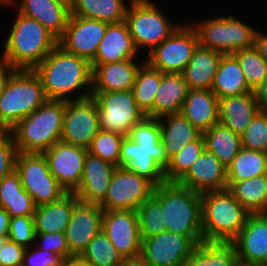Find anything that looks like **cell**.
Returning <instances> with one entry per match:
<instances>
[{
	"label": "cell",
	"mask_w": 267,
	"mask_h": 266,
	"mask_svg": "<svg viewBox=\"0 0 267 266\" xmlns=\"http://www.w3.org/2000/svg\"><path fill=\"white\" fill-rule=\"evenodd\" d=\"M92 97L97 103L100 130L127 136L146 116L137 106L132 90L92 92Z\"/></svg>",
	"instance_id": "10"
},
{
	"label": "cell",
	"mask_w": 267,
	"mask_h": 266,
	"mask_svg": "<svg viewBox=\"0 0 267 266\" xmlns=\"http://www.w3.org/2000/svg\"><path fill=\"white\" fill-rule=\"evenodd\" d=\"M199 38L196 29L188 24L180 25L163 40L144 61L162 73H182L191 60Z\"/></svg>",
	"instance_id": "11"
},
{
	"label": "cell",
	"mask_w": 267,
	"mask_h": 266,
	"mask_svg": "<svg viewBox=\"0 0 267 266\" xmlns=\"http://www.w3.org/2000/svg\"><path fill=\"white\" fill-rule=\"evenodd\" d=\"M267 174V153L242 147L227 167V182H240Z\"/></svg>",
	"instance_id": "38"
},
{
	"label": "cell",
	"mask_w": 267,
	"mask_h": 266,
	"mask_svg": "<svg viewBox=\"0 0 267 266\" xmlns=\"http://www.w3.org/2000/svg\"><path fill=\"white\" fill-rule=\"evenodd\" d=\"M36 248L33 251L26 248L22 266H61L63 258L60 255Z\"/></svg>",
	"instance_id": "50"
},
{
	"label": "cell",
	"mask_w": 267,
	"mask_h": 266,
	"mask_svg": "<svg viewBox=\"0 0 267 266\" xmlns=\"http://www.w3.org/2000/svg\"><path fill=\"white\" fill-rule=\"evenodd\" d=\"M16 71V68L0 58V95L4 92L8 81Z\"/></svg>",
	"instance_id": "52"
},
{
	"label": "cell",
	"mask_w": 267,
	"mask_h": 266,
	"mask_svg": "<svg viewBox=\"0 0 267 266\" xmlns=\"http://www.w3.org/2000/svg\"><path fill=\"white\" fill-rule=\"evenodd\" d=\"M7 239H8L7 236H0V250L2 249L4 243L6 242Z\"/></svg>",
	"instance_id": "59"
},
{
	"label": "cell",
	"mask_w": 267,
	"mask_h": 266,
	"mask_svg": "<svg viewBox=\"0 0 267 266\" xmlns=\"http://www.w3.org/2000/svg\"><path fill=\"white\" fill-rule=\"evenodd\" d=\"M237 260L234 241L203 239L183 266H233Z\"/></svg>",
	"instance_id": "34"
},
{
	"label": "cell",
	"mask_w": 267,
	"mask_h": 266,
	"mask_svg": "<svg viewBox=\"0 0 267 266\" xmlns=\"http://www.w3.org/2000/svg\"><path fill=\"white\" fill-rule=\"evenodd\" d=\"M99 130L97 103L92 96L66 101L60 141L88 149Z\"/></svg>",
	"instance_id": "14"
},
{
	"label": "cell",
	"mask_w": 267,
	"mask_h": 266,
	"mask_svg": "<svg viewBox=\"0 0 267 266\" xmlns=\"http://www.w3.org/2000/svg\"><path fill=\"white\" fill-rule=\"evenodd\" d=\"M0 207L4 208L10 217L33 216L35 213L33 199L23 189L16 170L0 180Z\"/></svg>",
	"instance_id": "32"
},
{
	"label": "cell",
	"mask_w": 267,
	"mask_h": 266,
	"mask_svg": "<svg viewBox=\"0 0 267 266\" xmlns=\"http://www.w3.org/2000/svg\"><path fill=\"white\" fill-rule=\"evenodd\" d=\"M124 137L116 132L99 130L93 138L88 152L119 167L120 149Z\"/></svg>",
	"instance_id": "44"
},
{
	"label": "cell",
	"mask_w": 267,
	"mask_h": 266,
	"mask_svg": "<svg viewBox=\"0 0 267 266\" xmlns=\"http://www.w3.org/2000/svg\"><path fill=\"white\" fill-rule=\"evenodd\" d=\"M197 245L189 236L163 231L142 240L140 256L150 266H183Z\"/></svg>",
	"instance_id": "15"
},
{
	"label": "cell",
	"mask_w": 267,
	"mask_h": 266,
	"mask_svg": "<svg viewBox=\"0 0 267 266\" xmlns=\"http://www.w3.org/2000/svg\"><path fill=\"white\" fill-rule=\"evenodd\" d=\"M158 119L161 130L160 140L165 148L168 160L175 156L186 144L197 140L202 135V132L194 127L181 113L166 114Z\"/></svg>",
	"instance_id": "30"
},
{
	"label": "cell",
	"mask_w": 267,
	"mask_h": 266,
	"mask_svg": "<svg viewBox=\"0 0 267 266\" xmlns=\"http://www.w3.org/2000/svg\"><path fill=\"white\" fill-rule=\"evenodd\" d=\"M169 164L162 143H135L125 136L121 143L119 167L143 176L155 186L164 183V170Z\"/></svg>",
	"instance_id": "12"
},
{
	"label": "cell",
	"mask_w": 267,
	"mask_h": 266,
	"mask_svg": "<svg viewBox=\"0 0 267 266\" xmlns=\"http://www.w3.org/2000/svg\"><path fill=\"white\" fill-rule=\"evenodd\" d=\"M88 149L62 141L43 152L51 174L66 192H74L81 182Z\"/></svg>",
	"instance_id": "18"
},
{
	"label": "cell",
	"mask_w": 267,
	"mask_h": 266,
	"mask_svg": "<svg viewBox=\"0 0 267 266\" xmlns=\"http://www.w3.org/2000/svg\"><path fill=\"white\" fill-rule=\"evenodd\" d=\"M25 251L26 248L7 239L0 250V266H22Z\"/></svg>",
	"instance_id": "51"
},
{
	"label": "cell",
	"mask_w": 267,
	"mask_h": 266,
	"mask_svg": "<svg viewBox=\"0 0 267 266\" xmlns=\"http://www.w3.org/2000/svg\"><path fill=\"white\" fill-rule=\"evenodd\" d=\"M155 185L143 176L117 167L110 181V186L104 199L99 203L103 211L135 210L149 198Z\"/></svg>",
	"instance_id": "13"
},
{
	"label": "cell",
	"mask_w": 267,
	"mask_h": 266,
	"mask_svg": "<svg viewBox=\"0 0 267 266\" xmlns=\"http://www.w3.org/2000/svg\"><path fill=\"white\" fill-rule=\"evenodd\" d=\"M138 52L127 22L124 20L119 23H110L99 44L97 54L90 64H109L135 59Z\"/></svg>",
	"instance_id": "24"
},
{
	"label": "cell",
	"mask_w": 267,
	"mask_h": 266,
	"mask_svg": "<svg viewBox=\"0 0 267 266\" xmlns=\"http://www.w3.org/2000/svg\"><path fill=\"white\" fill-rule=\"evenodd\" d=\"M201 199L203 239L233 241L250 213L228 189L201 193Z\"/></svg>",
	"instance_id": "5"
},
{
	"label": "cell",
	"mask_w": 267,
	"mask_h": 266,
	"mask_svg": "<svg viewBox=\"0 0 267 266\" xmlns=\"http://www.w3.org/2000/svg\"><path fill=\"white\" fill-rule=\"evenodd\" d=\"M204 150L205 141L203 135L197 140L186 144L169 160V164L164 170L165 180L168 182H178L187 173L192 164L199 158Z\"/></svg>",
	"instance_id": "41"
},
{
	"label": "cell",
	"mask_w": 267,
	"mask_h": 266,
	"mask_svg": "<svg viewBox=\"0 0 267 266\" xmlns=\"http://www.w3.org/2000/svg\"><path fill=\"white\" fill-rule=\"evenodd\" d=\"M17 153L12 130L0 128V180L15 170Z\"/></svg>",
	"instance_id": "47"
},
{
	"label": "cell",
	"mask_w": 267,
	"mask_h": 266,
	"mask_svg": "<svg viewBox=\"0 0 267 266\" xmlns=\"http://www.w3.org/2000/svg\"><path fill=\"white\" fill-rule=\"evenodd\" d=\"M189 91L182 73H163L154 97L153 117L180 113Z\"/></svg>",
	"instance_id": "31"
},
{
	"label": "cell",
	"mask_w": 267,
	"mask_h": 266,
	"mask_svg": "<svg viewBox=\"0 0 267 266\" xmlns=\"http://www.w3.org/2000/svg\"><path fill=\"white\" fill-rule=\"evenodd\" d=\"M127 9L124 0H74L71 14L110 24L124 21Z\"/></svg>",
	"instance_id": "36"
},
{
	"label": "cell",
	"mask_w": 267,
	"mask_h": 266,
	"mask_svg": "<svg viewBox=\"0 0 267 266\" xmlns=\"http://www.w3.org/2000/svg\"><path fill=\"white\" fill-rule=\"evenodd\" d=\"M134 59L109 64H91L92 92L131 90L141 64Z\"/></svg>",
	"instance_id": "25"
},
{
	"label": "cell",
	"mask_w": 267,
	"mask_h": 266,
	"mask_svg": "<svg viewBox=\"0 0 267 266\" xmlns=\"http://www.w3.org/2000/svg\"><path fill=\"white\" fill-rule=\"evenodd\" d=\"M16 0H11L10 6ZM17 13L40 22L49 32L59 39L68 24L71 6L60 0H18Z\"/></svg>",
	"instance_id": "23"
},
{
	"label": "cell",
	"mask_w": 267,
	"mask_h": 266,
	"mask_svg": "<svg viewBox=\"0 0 267 266\" xmlns=\"http://www.w3.org/2000/svg\"><path fill=\"white\" fill-rule=\"evenodd\" d=\"M159 69L153 68L148 62H142L137 71L134 86L131 89L137 106L147 117H153V103L162 77Z\"/></svg>",
	"instance_id": "39"
},
{
	"label": "cell",
	"mask_w": 267,
	"mask_h": 266,
	"mask_svg": "<svg viewBox=\"0 0 267 266\" xmlns=\"http://www.w3.org/2000/svg\"><path fill=\"white\" fill-rule=\"evenodd\" d=\"M108 24L71 14L63 35L58 39V45L65 51L91 63L97 54Z\"/></svg>",
	"instance_id": "16"
},
{
	"label": "cell",
	"mask_w": 267,
	"mask_h": 266,
	"mask_svg": "<svg viewBox=\"0 0 267 266\" xmlns=\"http://www.w3.org/2000/svg\"><path fill=\"white\" fill-rule=\"evenodd\" d=\"M103 209L97 203L78 201L65 230L69 257L81 256L89 242L102 230Z\"/></svg>",
	"instance_id": "19"
},
{
	"label": "cell",
	"mask_w": 267,
	"mask_h": 266,
	"mask_svg": "<svg viewBox=\"0 0 267 266\" xmlns=\"http://www.w3.org/2000/svg\"><path fill=\"white\" fill-rule=\"evenodd\" d=\"M256 101L260 111L267 112V77L262 84L254 90Z\"/></svg>",
	"instance_id": "53"
},
{
	"label": "cell",
	"mask_w": 267,
	"mask_h": 266,
	"mask_svg": "<svg viewBox=\"0 0 267 266\" xmlns=\"http://www.w3.org/2000/svg\"><path fill=\"white\" fill-rule=\"evenodd\" d=\"M15 170L36 207L56 201L67 193L51 174L43 153L18 152Z\"/></svg>",
	"instance_id": "9"
},
{
	"label": "cell",
	"mask_w": 267,
	"mask_h": 266,
	"mask_svg": "<svg viewBox=\"0 0 267 266\" xmlns=\"http://www.w3.org/2000/svg\"><path fill=\"white\" fill-rule=\"evenodd\" d=\"M10 215L0 207V236H8Z\"/></svg>",
	"instance_id": "55"
},
{
	"label": "cell",
	"mask_w": 267,
	"mask_h": 266,
	"mask_svg": "<svg viewBox=\"0 0 267 266\" xmlns=\"http://www.w3.org/2000/svg\"><path fill=\"white\" fill-rule=\"evenodd\" d=\"M219 99L211 90L189 89L180 113L200 132L218 123Z\"/></svg>",
	"instance_id": "27"
},
{
	"label": "cell",
	"mask_w": 267,
	"mask_h": 266,
	"mask_svg": "<svg viewBox=\"0 0 267 266\" xmlns=\"http://www.w3.org/2000/svg\"><path fill=\"white\" fill-rule=\"evenodd\" d=\"M153 195L160 201L164 212L166 231L191 237L197 244L202 236L201 194L180 185L165 181L155 186Z\"/></svg>",
	"instance_id": "2"
},
{
	"label": "cell",
	"mask_w": 267,
	"mask_h": 266,
	"mask_svg": "<svg viewBox=\"0 0 267 266\" xmlns=\"http://www.w3.org/2000/svg\"><path fill=\"white\" fill-rule=\"evenodd\" d=\"M7 37L0 58L17 70H33L58 45L40 22L20 13Z\"/></svg>",
	"instance_id": "3"
},
{
	"label": "cell",
	"mask_w": 267,
	"mask_h": 266,
	"mask_svg": "<svg viewBox=\"0 0 267 266\" xmlns=\"http://www.w3.org/2000/svg\"><path fill=\"white\" fill-rule=\"evenodd\" d=\"M205 149L214 153L217 159L228 167L242 148L241 136L231 129L217 123L202 133Z\"/></svg>",
	"instance_id": "37"
},
{
	"label": "cell",
	"mask_w": 267,
	"mask_h": 266,
	"mask_svg": "<svg viewBox=\"0 0 267 266\" xmlns=\"http://www.w3.org/2000/svg\"><path fill=\"white\" fill-rule=\"evenodd\" d=\"M125 21L137 48L152 51L180 25H171L159 8L150 0H129Z\"/></svg>",
	"instance_id": "8"
},
{
	"label": "cell",
	"mask_w": 267,
	"mask_h": 266,
	"mask_svg": "<svg viewBox=\"0 0 267 266\" xmlns=\"http://www.w3.org/2000/svg\"><path fill=\"white\" fill-rule=\"evenodd\" d=\"M232 55L237 59L248 87L254 91L267 77V62L255 46L237 50Z\"/></svg>",
	"instance_id": "42"
},
{
	"label": "cell",
	"mask_w": 267,
	"mask_h": 266,
	"mask_svg": "<svg viewBox=\"0 0 267 266\" xmlns=\"http://www.w3.org/2000/svg\"><path fill=\"white\" fill-rule=\"evenodd\" d=\"M33 216L10 217L8 239L16 242L24 248H29V244L36 242Z\"/></svg>",
	"instance_id": "46"
},
{
	"label": "cell",
	"mask_w": 267,
	"mask_h": 266,
	"mask_svg": "<svg viewBox=\"0 0 267 266\" xmlns=\"http://www.w3.org/2000/svg\"><path fill=\"white\" fill-rule=\"evenodd\" d=\"M66 101L47 100L11 130L19 153H43L60 141Z\"/></svg>",
	"instance_id": "4"
},
{
	"label": "cell",
	"mask_w": 267,
	"mask_h": 266,
	"mask_svg": "<svg viewBox=\"0 0 267 266\" xmlns=\"http://www.w3.org/2000/svg\"><path fill=\"white\" fill-rule=\"evenodd\" d=\"M240 136L242 147L267 153V112L259 111Z\"/></svg>",
	"instance_id": "45"
},
{
	"label": "cell",
	"mask_w": 267,
	"mask_h": 266,
	"mask_svg": "<svg viewBox=\"0 0 267 266\" xmlns=\"http://www.w3.org/2000/svg\"><path fill=\"white\" fill-rule=\"evenodd\" d=\"M233 241L238 260L267 266V215L249 214L244 227Z\"/></svg>",
	"instance_id": "20"
},
{
	"label": "cell",
	"mask_w": 267,
	"mask_h": 266,
	"mask_svg": "<svg viewBox=\"0 0 267 266\" xmlns=\"http://www.w3.org/2000/svg\"><path fill=\"white\" fill-rule=\"evenodd\" d=\"M47 100L34 70H17L0 95V128L12 129Z\"/></svg>",
	"instance_id": "6"
},
{
	"label": "cell",
	"mask_w": 267,
	"mask_h": 266,
	"mask_svg": "<svg viewBox=\"0 0 267 266\" xmlns=\"http://www.w3.org/2000/svg\"><path fill=\"white\" fill-rule=\"evenodd\" d=\"M141 239L166 231L164 212L160 201L152 194L137 209Z\"/></svg>",
	"instance_id": "43"
},
{
	"label": "cell",
	"mask_w": 267,
	"mask_h": 266,
	"mask_svg": "<svg viewBox=\"0 0 267 266\" xmlns=\"http://www.w3.org/2000/svg\"><path fill=\"white\" fill-rule=\"evenodd\" d=\"M41 78L48 100L69 101L67 95L77 92L75 100L92 96V68L84 58L65 51L57 45L34 69ZM88 88V89H87ZM72 92V93H71Z\"/></svg>",
	"instance_id": "1"
},
{
	"label": "cell",
	"mask_w": 267,
	"mask_h": 266,
	"mask_svg": "<svg viewBox=\"0 0 267 266\" xmlns=\"http://www.w3.org/2000/svg\"><path fill=\"white\" fill-rule=\"evenodd\" d=\"M178 183L200 194L226 190L227 167L214 153L205 149Z\"/></svg>",
	"instance_id": "21"
},
{
	"label": "cell",
	"mask_w": 267,
	"mask_h": 266,
	"mask_svg": "<svg viewBox=\"0 0 267 266\" xmlns=\"http://www.w3.org/2000/svg\"><path fill=\"white\" fill-rule=\"evenodd\" d=\"M233 266H260V265L252 264V263H246V262L237 260V261L234 263Z\"/></svg>",
	"instance_id": "58"
},
{
	"label": "cell",
	"mask_w": 267,
	"mask_h": 266,
	"mask_svg": "<svg viewBox=\"0 0 267 266\" xmlns=\"http://www.w3.org/2000/svg\"><path fill=\"white\" fill-rule=\"evenodd\" d=\"M222 55L223 53L200 44L196 47L191 60L182 72L189 89L211 90Z\"/></svg>",
	"instance_id": "29"
},
{
	"label": "cell",
	"mask_w": 267,
	"mask_h": 266,
	"mask_svg": "<svg viewBox=\"0 0 267 266\" xmlns=\"http://www.w3.org/2000/svg\"><path fill=\"white\" fill-rule=\"evenodd\" d=\"M60 1L66 3V4L70 5V6H71V5L73 4V2H74V0H60Z\"/></svg>",
	"instance_id": "61"
},
{
	"label": "cell",
	"mask_w": 267,
	"mask_h": 266,
	"mask_svg": "<svg viewBox=\"0 0 267 266\" xmlns=\"http://www.w3.org/2000/svg\"><path fill=\"white\" fill-rule=\"evenodd\" d=\"M227 189L250 213H265L267 209V174L240 182H227Z\"/></svg>",
	"instance_id": "35"
},
{
	"label": "cell",
	"mask_w": 267,
	"mask_h": 266,
	"mask_svg": "<svg viewBox=\"0 0 267 266\" xmlns=\"http://www.w3.org/2000/svg\"><path fill=\"white\" fill-rule=\"evenodd\" d=\"M35 240L38 239L36 247L43 251H50L60 255L63 259L69 257V247L65 233H35Z\"/></svg>",
	"instance_id": "49"
},
{
	"label": "cell",
	"mask_w": 267,
	"mask_h": 266,
	"mask_svg": "<svg viewBox=\"0 0 267 266\" xmlns=\"http://www.w3.org/2000/svg\"><path fill=\"white\" fill-rule=\"evenodd\" d=\"M78 201L73 192H67L56 201L37 206L33 215L35 233H64Z\"/></svg>",
	"instance_id": "28"
},
{
	"label": "cell",
	"mask_w": 267,
	"mask_h": 266,
	"mask_svg": "<svg viewBox=\"0 0 267 266\" xmlns=\"http://www.w3.org/2000/svg\"><path fill=\"white\" fill-rule=\"evenodd\" d=\"M61 266H90V265L80 256H72L63 259Z\"/></svg>",
	"instance_id": "56"
},
{
	"label": "cell",
	"mask_w": 267,
	"mask_h": 266,
	"mask_svg": "<svg viewBox=\"0 0 267 266\" xmlns=\"http://www.w3.org/2000/svg\"><path fill=\"white\" fill-rule=\"evenodd\" d=\"M203 47L232 54L237 50L254 46L257 30L232 15L215 17L193 26Z\"/></svg>",
	"instance_id": "7"
},
{
	"label": "cell",
	"mask_w": 267,
	"mask_h": 266,
	"mask_svg": "<svg viewBox=\"0 0 267 266\" xmlns=\"http://www.w3.org/2000/svg\"><path fill=\"white\" fill-rule=\"evenodd\" d=\"M135 143H159L161 142V130L159 119L145 116L136 123L127 135Z\"/></svg>",
	"instance_id": "48"
},
{
	"label": "cell",
	"mask_w": 267,
	"mask_h": 266,
	"mask_svg": "<svg viewBox=\"0 0 267 266\" xmlns=\"http://www.w3.org/2000/svg\"><path fill=\"white\" fill-rule=\"evenodd\" d=\"M90 266H121L123 256L101 230L80 256Z\"/></svg>",
	"instance_id": "40"
},
{
	"label": "cell",
	"mask_w": 267,
	"mask_h": 266,
	"mask_svg": "<svg viewBox=\"0 0 267 266\" xmlns=\"http://www.w3.org/2000/svg\"><path fill=\"white\" fill-rule=\"evenodd\" d=\"M0 4H3V5H10L11 4V1L10 0H0Z\"/></svg>",
	"instance_id": "60"
},
{
	"label": "cell",
	"mask_w": 267,
	"mask_h": 266,
	"mask_svg": "<svg viewBox=\"0 0 267 266\" xmlns=\"http://www.w3.org/2000/svg\"><path fill=\"white\" fill-rule=\"evenodd\" d=\"M254 46L257 48L260 56L267 62V34H261L257 31Z\"/></svg>",
	"instance_id": "54"
},
{
	"label": "cell",
	"mask_w": 267,
	"mask_h": 266,
	"mask_svg": "<svg viewBox=\"0 0 267 266\" xmlns=\"http://www.w3.org/2000/svg\"><path fill=\"white\" fill-rule=\"evenodd\" d=\"M121 266H150L144 261V259L139 255L136 257L124 258Z\"/></svg>",
	"instance_id": "57"
},
{
	"label": "cell",
	"mask_w": 267,
	"mask_h": 266,
	"mask_svg": "<svg viewBox=\"0 0 267 266\" xmlns=\"http://www.w3.org/2000/svg\"><path fill=\"white\" fill-rule=\"evenodd\" d=\"M254 92L219 99L218 123L241 135L259 112Z\"/></svg>",
	"instance_id": "26"
},
{
	"label": "cell",
	"mask_w": 267,
	"mask_h": 266,
	"mask_svg": "<svg viewBox=\"0 0 267 266\" xmlns=\"http://www.w3.org/2000/svg\"><path fill=\"white\" fill-rule=\"evenodd\" d=\"M102 231L123 258L140 255L142 239L137 211H103Z\"/></svg>",
	"instance_id": "17"
},
{
	"label": "cell",
	"mask_w": 267,
	"mask_h": 266,
	"mask_svg": "<svg viewBox=\"0 0 267 266\" xmlns=\"http://www.w3.org/2000/svg\"><path fill=\"white\" fill-rule=\"evenodd\" d=\"M117 167L87 151L79 187L73 192L79 201L99 204L107 194Z\"/></svg>",
	"instance_id": "22"
},
{
	"label": "cell",
	"mask_w": 267,
	"mask_h": 266,
	"mask_svg": "<svg viewBox=\"0 0 267 266\" xmlns=\"http://www.w3.org/2000/svg\"><path fill=\"white\" fill-rule=\"evenodd\" d=\"M218 99L254 92L245 80L244 73L232 54H223L211 88Z\"/></svg>",
	"instance_id": "33"
}]
</instances>
